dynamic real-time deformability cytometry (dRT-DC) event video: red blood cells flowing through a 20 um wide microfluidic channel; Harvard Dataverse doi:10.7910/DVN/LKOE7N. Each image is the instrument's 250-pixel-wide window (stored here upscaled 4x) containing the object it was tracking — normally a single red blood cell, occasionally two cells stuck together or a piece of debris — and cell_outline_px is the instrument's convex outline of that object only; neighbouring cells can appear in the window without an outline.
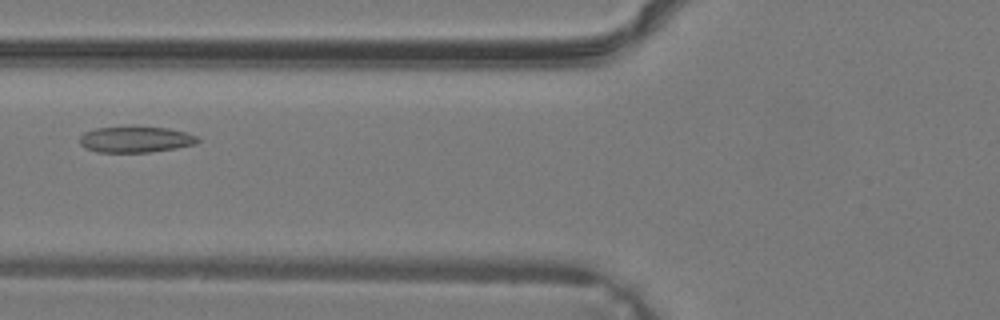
{"species": "common noctule bat (a hibernating species)", "species_latin": "Nyctalus noctula", "temperature_condition": "warm", "stored_images_in_passage": 34, "camera_frame_rate_fps": 3000, "um_per_image_px": 0.085, "animal": {"sex": "male", "body_mass_g": 19.2, "forearm_length_mm": 51.8}, "frame": {"image": 1, "passage_image": 11, "time_ms": 3.333, "image_size_px": [1000, 320], "cell_outline_px": [[200, 140], [196, 144], [176, 148], [152, 152], [96, 152], [84, 148], [80, 144], [80, 136], [84, 132], [96, 128], [168, 128], [184, 132], [196, 136]], "centroid_in_image_um": [11.51, 11.88], "position_along_channel_um": 114.3, "area_um2": 17.57}}
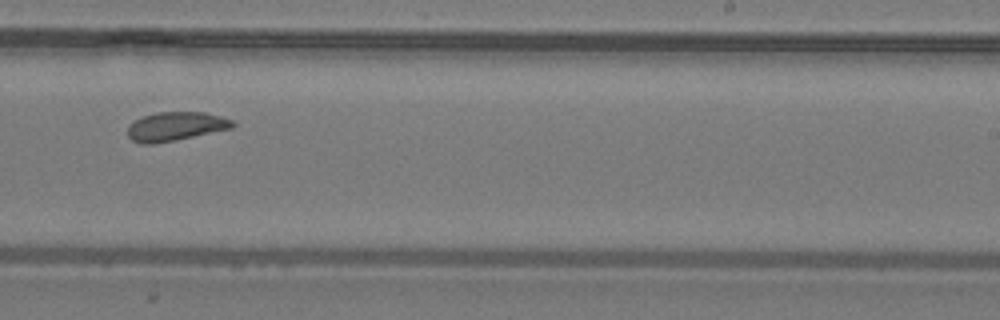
{"frame": {"image": 2, "passage_image": 20, "time_ms": 6.333, "image_size_px": [1000, 320], "cell_outline_px": [[236, 124], [232, 128], [176, 140], [152, 144], [140, 144], [132, 140], [128, 136], [128, 124], [140, 116], [156, 112], [204, 112], [220, 116], [232, 120]], "centroid_in_image_um": [14.88, 10.74], "position_along_channel_um": 274.1, "area_um2": 17.8}}
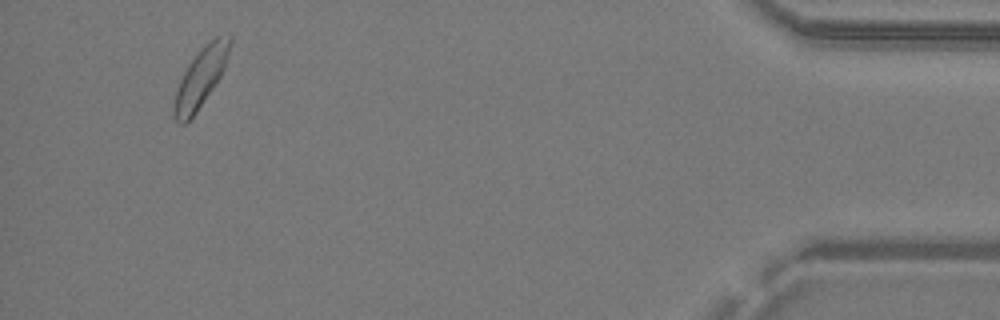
{"frame": {"image": 3, "passage_image": 32, "time_ms": 10.333, "image_size_px": [1000, 320], "cell_outline_px": [[232, 40], [224, 68], [216, 84], [196, 112], [184, 124], [180, 124], [172, 116], [172, 108], [176, 92], [180, 80], [188, 64], [200, 48], [208, 40], [216, 36], [232, 36]], "centroid_in_image_um": [17.04, 6.59], "position_along_channel_um": 418.2, "area_um2": 19.13}}